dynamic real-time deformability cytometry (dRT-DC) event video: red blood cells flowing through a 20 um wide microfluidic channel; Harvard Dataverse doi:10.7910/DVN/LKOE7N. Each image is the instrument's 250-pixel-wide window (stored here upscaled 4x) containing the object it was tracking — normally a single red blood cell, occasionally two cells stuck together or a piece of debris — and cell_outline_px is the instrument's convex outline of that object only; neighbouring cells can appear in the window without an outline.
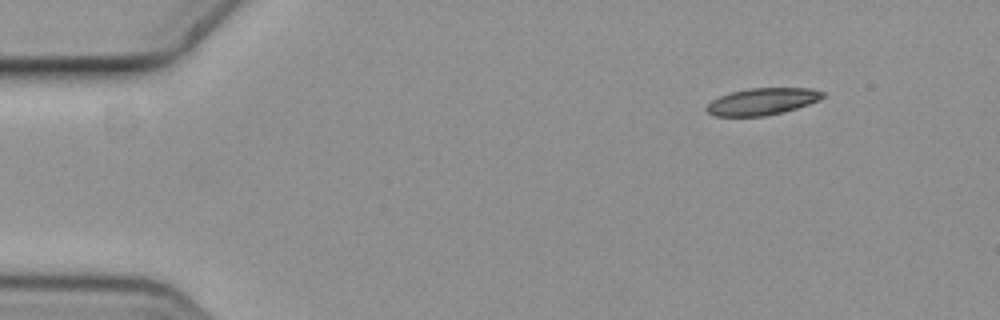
{"species": "common noctule bat (a hibernating species)", "species_latin": "Nyctalus noctula", "temperature_condition": "cold", "stored_images_in_passage": 13, "camera_frame_rate_fps": 3000, "um_per_image_px": 0.085, "animal": {"sex": "female", "body_mass_g": 19.3, "forearm_length_mm": 54.1}, "frame": {"image": 1, "passage_image": 1, "time_ms": 0.0, "image_size_px": [1000, 320], "cell_outline_px": [[824, 96], [820, 100], [784, 112], [764, 116], [712, 116], [704, 108], [712, 100], [720, 96], [732, 92], [748, 88], [812, 88], [824, 92]], "centroid_in_image_um": [64.79, 8.63], "position_along_channel_um": 20.2, "area_um2": 18.21}}
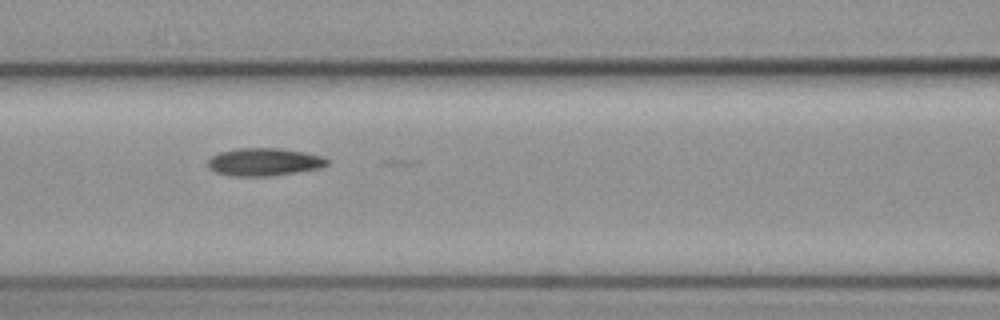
{"frame": {"image": 2, "passage_image": 5, "time_ms": 1.333, "image_size_px": [1000, 320], "cell_outline_px": [[328, 164], [320, 168], [300, 172], [272, 176], [232, 176], [216, 172], [208, 168], [208, 160], [212, 156], [220, 152], [240, 148], [280, 148], [304, 152], [324, 156], [328, 160]], "centroid_in_image_um": [22.48, 13.77], "position_along_channel_um": 144.1, "area_um2": 19.42}}
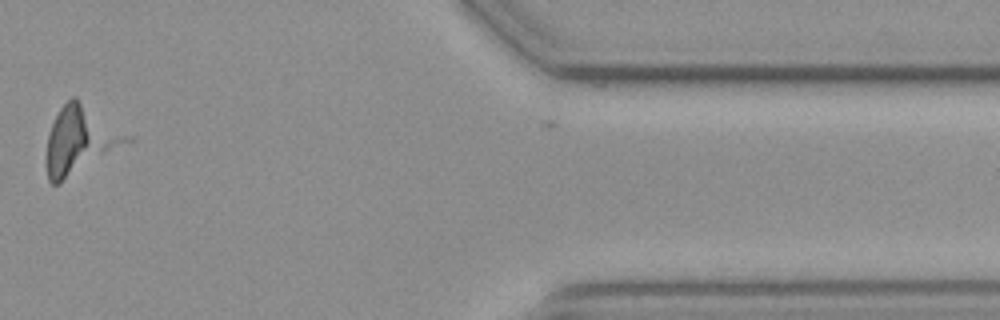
{"frame": {"image": 3, "passage_image": 12, "time_ms": 3.667, "image_size_px": [1000, 320], "cell_outline_px": [[136, 140], [60, 184], [52, 184], [48, 180], [48, 132], [60, 108], [72, 96], [76, 96], [132, 136]], "centroid_in_image_um": [6.89, 11.91], "position_along_channel_um": 404.5, "area_um2": 31.91}}